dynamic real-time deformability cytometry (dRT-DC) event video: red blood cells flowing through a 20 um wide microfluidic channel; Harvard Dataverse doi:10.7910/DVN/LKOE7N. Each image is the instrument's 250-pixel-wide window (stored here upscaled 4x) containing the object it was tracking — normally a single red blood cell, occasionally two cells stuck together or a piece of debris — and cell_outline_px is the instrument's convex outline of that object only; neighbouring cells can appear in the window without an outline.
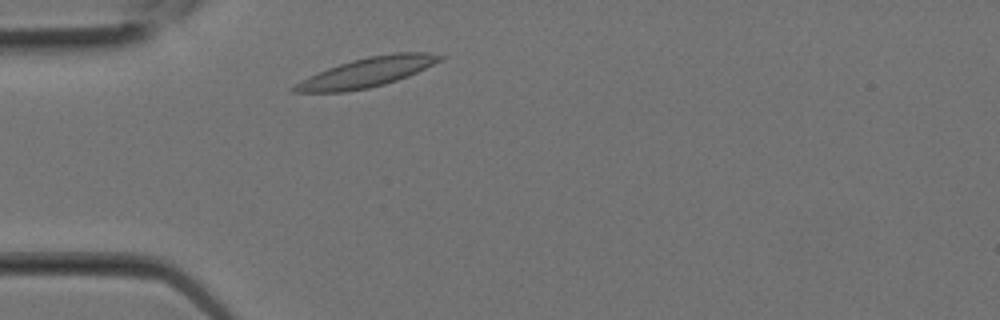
{"species": "Egyptian fruit bat (a non-hibernating species)", "species_latin": "Rousettus aegyptiacus", "temperature_condition": "room temperature", "stored_images_in_passage": 3, "camera_frame_rate_fps": 3000, "um_per_image_px": 0.085, "animal": {"sex": "female"}, "frame": {"image": 1, "passage_image": 1, "time_ms": 0.0, "image_size_px": [1000, 320], "cell_outline_px": [[448, 56], [408, 76], [384, 84], [368, 88], [344, 92], [292, 92], [288, 88], [308, 76], [328, 68], [352, 60], [368, 56], [396, 52], [428, 52]], "centroid_in_image_um": [31.16, 6.14], "position_along_channel_um": 53.8, "area_um2": 24.85}}
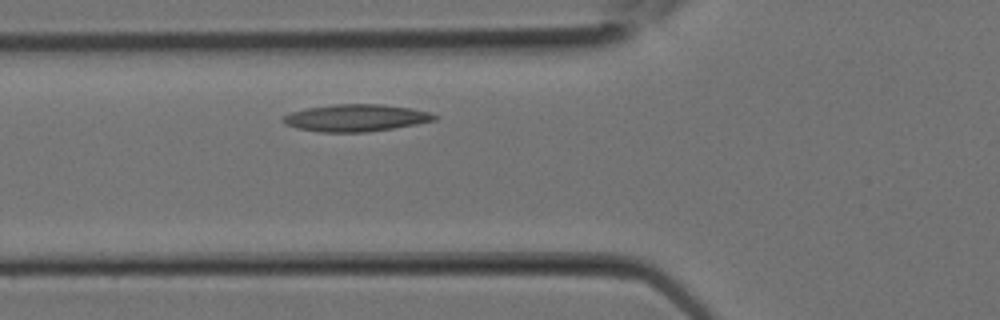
{"frame": {"image": 2, "passage_image": 3, "time_ms": 0.667, "image_size_px": [1000, 320], "cell_outline_px": [[440, 116], [436, 120], [416, 124], [368, 132], [320, 132], [296, 128], [280, 120], [284, 116], [292, 112], [308, 108], [332, 104], [380, 104], [408, 108], [432, 112]], "centroid_in_image_um": [30.28, 10.02], "position_along_channel_um": 95.5, "area_um2": 23.81}}